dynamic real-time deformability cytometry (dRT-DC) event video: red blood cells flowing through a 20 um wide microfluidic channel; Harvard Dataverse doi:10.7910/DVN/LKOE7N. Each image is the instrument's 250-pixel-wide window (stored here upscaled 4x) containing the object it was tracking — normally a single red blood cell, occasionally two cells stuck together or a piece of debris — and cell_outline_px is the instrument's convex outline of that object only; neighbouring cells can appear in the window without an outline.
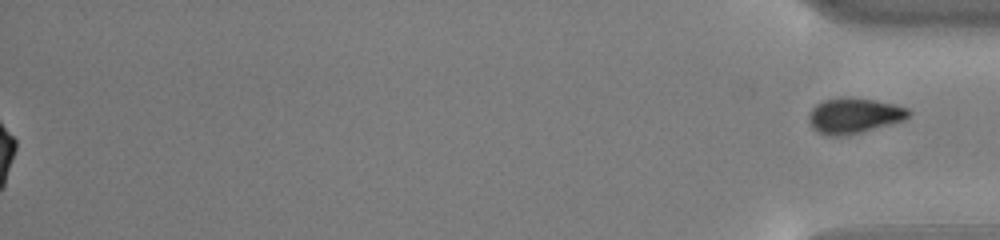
{"species": "common noctule bat (a hibernating species)", "species_latin": "Nyctalus noctula", "temperature_condition": "cold", "stored_images_in_passage": 55, "segment_of_instrument_passage": [2, 2], "camera_frame_rate_fps": 3000, "um_per_image_px": 0.085, "animal": {"sex": "male", "body_mass_g": 13.0, "forearm_length_mm": 53.1}, "frame": {"image": 1, "passage_image": 55, "time_ms": 18.0, "image_size_px": [1000, 240], "cell_outline_px": [[912, 112], [904, 120], [860, 132], [840, 136], [828, 136], [816, 132], [812, 128], [808, 120], [808, 116], [812, 108], [816, 104], [824, 100], [876, 100], [908, 108]], "centroid_in_image_um": [72.57, 9.87], "position_along_channel_um": 362.6, "area_um2": 19.88}}